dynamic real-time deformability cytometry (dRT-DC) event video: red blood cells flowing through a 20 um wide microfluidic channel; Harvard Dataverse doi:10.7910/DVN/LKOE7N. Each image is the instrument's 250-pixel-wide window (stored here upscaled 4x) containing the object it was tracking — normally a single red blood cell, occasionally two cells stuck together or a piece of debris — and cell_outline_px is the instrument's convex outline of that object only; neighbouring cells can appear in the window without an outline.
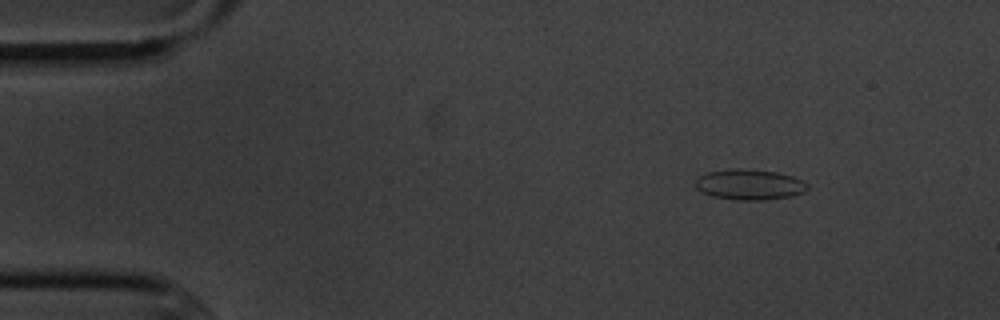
{"species": "common noctule bat (a hibernating species)", "species_latin": "Nyctalus noctula", "temperature_condition": "cold", "stored_images_in_passage": 4, "camera_frame_rate_fps": 3000, "um_per_image_px": 0.085, "animal": {"sex": "male", "body_mass_g": 20.1, "forearm_length_mm": 53.5}, "frame": {"image": 1, "passage_image": 2, "time_ms": 1.0, "image_size_px": [1000, 320], "cell_outline_px": [[808, 188], [804, 192], [792, 196], [764, 200], [740, 200], [712, 196], [696, 188], [696, 180], [700, 176], [708, 172], [736, 168], [744, 168], [776, 172], [792, 176], [808, 184]], "centroid_in_image_um": [63.73, 15.68], "position_along_channel_um": 21.3, "area_um2": 19.77}}